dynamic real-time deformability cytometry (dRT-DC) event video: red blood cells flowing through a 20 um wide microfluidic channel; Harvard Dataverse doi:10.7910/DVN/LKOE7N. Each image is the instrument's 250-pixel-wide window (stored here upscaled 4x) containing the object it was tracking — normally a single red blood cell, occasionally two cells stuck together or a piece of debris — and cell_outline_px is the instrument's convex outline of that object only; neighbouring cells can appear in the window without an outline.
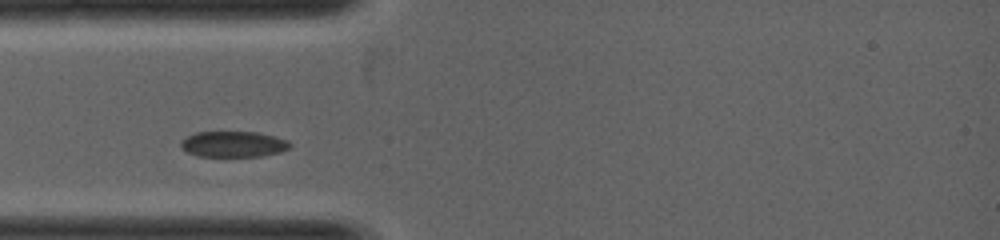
{"species": "common noctule bat (a hibernating species)", "species_latin": "Nyctalus noctula", "temperature_condition": "warm", "stored_images_in_passage": 23, "camera_frame_rate_fps": 5000, "um_per_image_px": 0.085, "animal": {"sex": "female", "body_mass_g": 19.0, "forearm_length_mm": 53.3}, "frame": {"image": 1, "passage_image": 1, "time_ms": 0.0, "image_size_px": [1000, 240], "cell_outline_px": [[292, 144], [288, 148], [280, 152], [260, 156], [196, 156], [188, 152], [180, 144], [180, 140], [196, 132], [256, 132], [288, 140]], "centroid_in_image_um": [19.83, 12.25], "position_along_channel_um": 65.2, "area_um2": 16.24}}
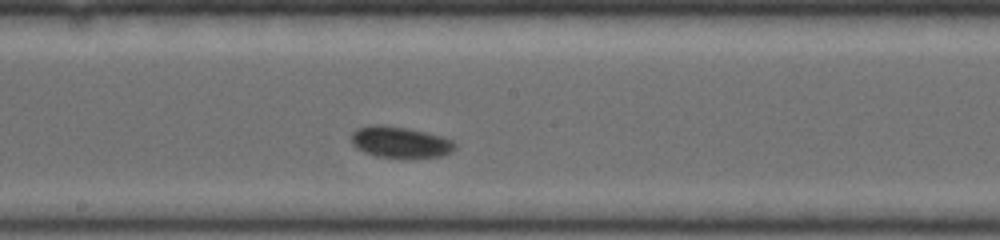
{"frame": {"image": 2, "passage_image": 10, "time_ms": 1.8, "image_size_px": [1000, 240], "cell_outline_px": [[456, 148], [452, 152], [440, 156], [376, 156], [364, 152], [356, 148], [352, 144], [352, 132], [356, 128], [368, 124], [384, 124], [408, 128], [444, 136], [452, 140], [456, 144]], "centroid_in_image_um": [33.99, 12.04], "position_along_channel_um": 214.2, "area_um2": 18.79}}
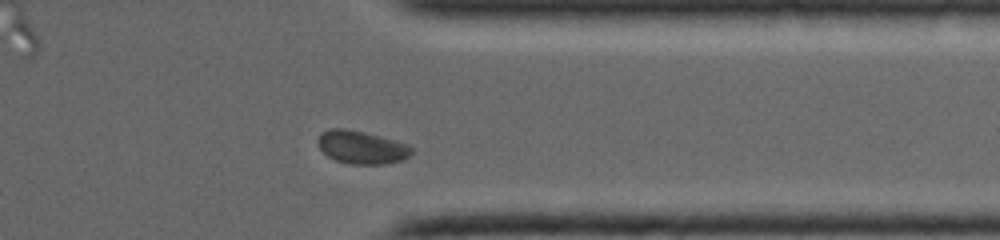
{"frame": {"image": 3, "passage_image": 20, "time_ms": 3.8, "image_size_px": [1000, 240], "cell_outline_px": [[412, 152], [404, 160], [384, 164], [352, 164], [336, 160], [328, 156], [316, 144], [316, 140], [320, 132], [328, 128], [344, 128], [364, 132], [396, 140], [408, 144], [412, 148]], "centroid_in_image_um": [30.71, 12.5], "position_along_channel_um": 380.7, "area_um2": 18.21}}